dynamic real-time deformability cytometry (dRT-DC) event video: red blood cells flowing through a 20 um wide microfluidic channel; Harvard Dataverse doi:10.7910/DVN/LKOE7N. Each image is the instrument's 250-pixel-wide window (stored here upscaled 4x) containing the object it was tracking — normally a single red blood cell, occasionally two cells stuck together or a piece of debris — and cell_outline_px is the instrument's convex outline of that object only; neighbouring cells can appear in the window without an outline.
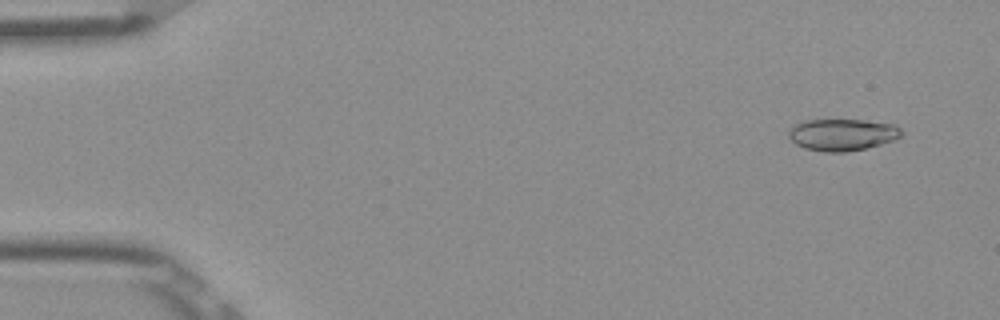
{"species": "Egyptian fruit bat (a non-hibernating species)", "species_latin": "Rousettus aegyptiacus", "temperature_condition": "room temperature", "stored_images_in_passage": 52, "camera_frame_rate_fps": 3000, "um_per_image_px": 0.085, "frame": {"image": 1, "passage_image": 4, "time_ms": 1.0, "image_size_px": [1000, 320], "cell_outline_px": [[904, 132], [896, 140], [864, 148], [844, 152], [824, 152], [804, 148], [796, 144], [788, 136], [788, 132], [796, 124], [804, 120], [864, 120], [892, 124], [900, 128]], "centroid_in_image_um": [71.6, 11.45], "position_along_channel_um": 13.4, "area_um2": 20.81}}
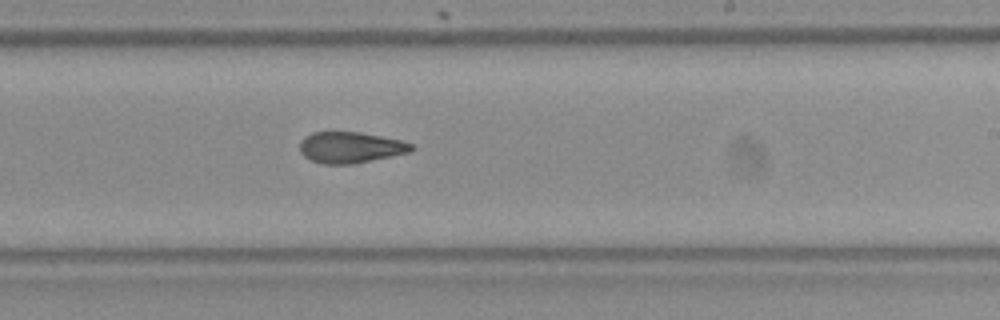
{"frame": {"image": 2, "passage_image": 32, "time_ms": 10.333, "image_size_px": [1000, 320], "cell_outline_px": [[416, 148], [408, 152], [392, 156], [356, 164], [324, 164], [308, 160], [300, 152], [300, 140], [304, 136], [312, 132], [360, 132], [400, 140], [412, 144]], "centroid_in_image_um": [29.75, 12.54], "position_along_channel_um": 259.2, "area_um2": 20.4}}
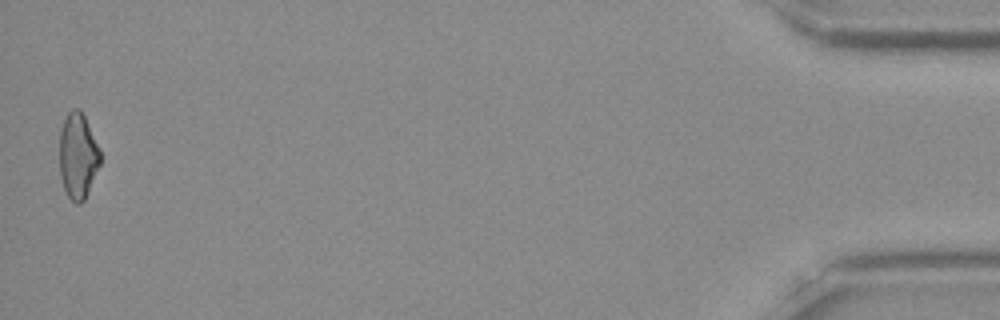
{"frame": {"image": 3, "passage_image": 52, "time_ms": 17.0, "image_size_px": [1000, 320], "cell_outline_px": [[100, 164], [88, 192], [84, 200], [80, 204], [76, 204], [68, 196], [64, 188], [60, 176], [60, 132], [64, 120], [68, 112], [72, 108], [80, 108], [100, 148]], "centroid_in_image_um": [6.62, 13.24], "position_along_channel_um": 428.6, "area_um2": 20.29}, "authors_computed_cell_mechanics": {"area_um2": 20.9525, "velocity_mm_per_s": 3.915, "shape_relaxation_time_tau1_ms": 6.1411, "shape_relaxation_time_tau2_ms": 3.0787, "deformation_change_tau1": 0.1574, "deformation_change_tau2": 0.0949}}